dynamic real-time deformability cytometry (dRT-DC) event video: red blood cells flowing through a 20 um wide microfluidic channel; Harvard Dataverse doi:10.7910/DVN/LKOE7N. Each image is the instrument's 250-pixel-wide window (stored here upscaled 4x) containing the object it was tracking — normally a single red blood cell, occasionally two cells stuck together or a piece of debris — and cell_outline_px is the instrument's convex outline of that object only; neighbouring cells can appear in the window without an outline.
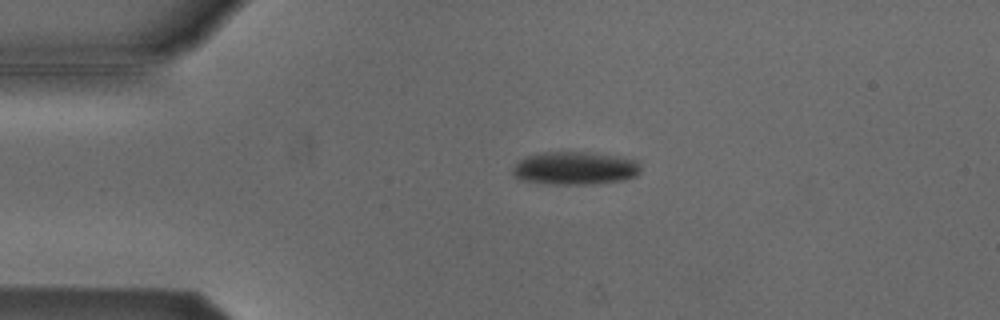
{"species": "Egyptian fruit bat (a non-hibernating species)", "species_latin": "Rousettus aegyptiacus", "temperature_condition": "cold", "stored_images_in_passage": 2, "camera_frame_rate_fps": 3000, "um_per_image_px": 0.085, "animal": {"sex": "male"}, "frame": {"image": 1, "passage_image": 1, "time_ms": 0.0, "image_size_px": [1000, 320], "cell_outline_px": [[640, 172], [636, 176], [624, 180], [592, 184], [548, 184], [520, 180], [512, 172], [512, 168], [524, 156], [544, 152], [580, 152], [636, 160], [640, 164]], "centroid_in_image_um": [48.83, 14.31], "position_along_channel_um": 36.2, "area_um2": 24.39}}